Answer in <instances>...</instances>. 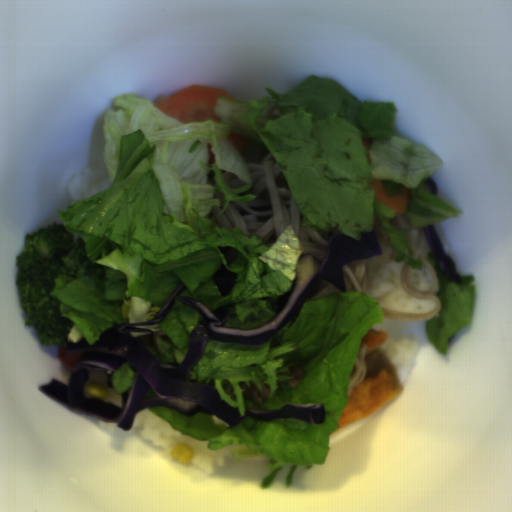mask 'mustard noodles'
Listing matches in <instances>:
<instances>
[{"instance_id":"0af2e427","label":"mustard noodles","mask_w":512,"mask_h":512,"mask_svg":"<svg viewBox=\"0 0 512 512\" xmlns=\"http://www.w3.org/2000/svg\"><path fill=\"white\" fill-rule=\"evenodd\" d=\"M240 152L251 178L247 192L257 197L248 202V206L231 201L217 223L230 231L238 227L247 235L259 236L270 248L282 232L292 226L305 255L311 254L321 263L334 234L302 227L301 210L284 173L265 144L259 140L248 141Z\"/></svg>"},{"instance_id":"7f7daa86","label":"mustard noodles","mask_w":512,"mask_h":512,"mask_svg":"<svg viewBox=\"0 0 512 512\" xmlns=\"http://www.w3.org/2000/svg\"><path fill=\"white\" fill-rule=\"evenodd\" d=\"M392 226L397 228L408 229V233L405 237L406 242L412 250V256L415 259H421L422 265H425L432 279V286L429 292H424L420 289H412L408 283L407 271L408 266L406 262H403L400 271L398 273L399 282L404 291L411 295L419 297L421 299H431L434 302L433 311L428 313H395L385 308H381L383 318H388L395 321H427L435 317L441 312L442 303L438 296L440 291V284L438 279L437 270L431 264L429 260V253L432 251L426 237L424 227H415L404 214L396 215L394 218L389 219Z\"/></svg>"},{"instance_id":"964a15a8","label":"mustard noodles","mask_w":512,"mask_h":512,"mask_svg":"<svg viewBox=\"0 0 512 512\" xmlns=\"http://www.w3.org/2000/svg\"><path fill=\"white\" fill-rule=\"evenodd\" d=\"M373 214L374 220L372 230L375 229L381 250V256L365 260H353L343 265L342 272L346 291L358 290L364 293L368 275L375 266H380L387 262H396L394 260L396 257L395 252L393 248L388 245L387 234L381 224V221L376 212L373 211Z\"/></svg>"},{"instance_id":"66139170","label":"mustard noodles","mask_w":512,"mask_h":512,"mask_svg":"<svg viewBox=\"0 0 512 512\" xmlns=\"http://www.w3.org/2000/svg\"><path fill=\"white\" fill-rule=\"evenodd\" d=\"M368 351L367 345H360L352 363L349 383L347 387V397L351 395L352 391L359 386L366 374L365 357Z\"/></svg>"},{"instance_id":"33f82286","label":"mustard noodles","mask_w":512,"mask_h":512,"mask_svg":"<svg viewBox=\"0 0 512 512\" xmlns=\"http://www.w3.org/2000/svg\"><path fill=\"white\" fill-rule=\"evenodd\" d=\"M250 386L246 382L241 384L243 390V397L250 400L257 406H261L266 398L270 397V386L265 381H259L261 388L254 381H249Z\"/></svg>"},{"instance_id":"ebdcc1c6","label":"mustard noodles","mask_w":512,"mask_h":512,"mask_svg":"<svg viewBox=\"0 0 512 512\" xmlns=\"http://www.w3.org/2000/svg\"><path fill=\"white\" fill-rule=\"evenodd\" d=\"M345 291H341L337 287L326 283L324 281H318L315 286L310 290L307 294L304 301H316L319 299H323L326 297H330L333 295H337L343 293Z\"/></svg>"},{"instance_id":"2d61e72b","label":"mustard noodles","mask_w":512,"mask_h":512,"mask_svg":"<svg viewBox=\"0 0 512 512\" xmlns=\"http://www.w3.org/2000/svg\"><path fill=\"white\" fill-rule=\"evenodd\" d=\"M221 175H222V178L225 181V183L227 185H229L230 187H234V188L240 187V186L246 185V183H247V182H243L242 180H240L237 175H235L231 172H228L226 170H222Z\"/></svg>"},{"instance_id":"c05dae82","label":"mustard noodles","mask_w":512,"mask_h":512,"mask_svg":"<svg viewBox=\"0 0 512 512\" xmlns=\"http://www.w3.org/2000/svg\"><path fill=\"white\" fill-rule=\"evenodd\" d=\"M290 373L293 378L288 379L289 385L291 387H295L303 378L304 374L299 366L296 364L290 366Z\"/></svg>"},{"instance_id":"aaeaf5db","label":"mustard noodles","mask_w":512,"mask_h":512,"mask_svg":"<svg viewBox=\"0 0 512 512\" xmlns=\"http://www.w3.org/2000/svg\"><path fill=\"white\" fill-rule=\"evenodd\" d=\"M224 390H225L226 395H230L231 399H233V400H235V401H236V395H235V394H233V391H234L233 386H231V385H230L229 387H227V388H226V389H224Z\"/></svg>"}]
</instances>
